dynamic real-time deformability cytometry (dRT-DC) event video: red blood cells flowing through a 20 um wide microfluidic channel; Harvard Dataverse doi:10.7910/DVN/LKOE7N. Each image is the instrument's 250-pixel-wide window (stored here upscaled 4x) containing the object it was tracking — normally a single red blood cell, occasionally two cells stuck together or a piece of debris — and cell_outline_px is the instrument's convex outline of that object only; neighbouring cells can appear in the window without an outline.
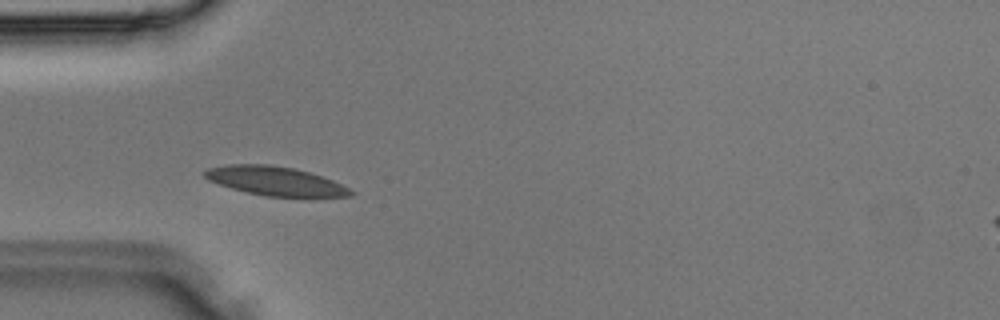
{"species": "Egyptian fruit bat (a non-hibernating species)", "species_latin": "Rousettus aegyptiacus", "temperature_condition": "room temperature", "stored_images_in_passage": 9, "camera_frame_rate_fps": 3000, "um_per_image_px": 0.085, "animal": {"sex": "male"}, "frame": {"image": 1, "passage_image": 7, "time_ms": 2.0, "image_size_px": [1000, 320], "cell_outline_px": [[356, 192], [352, 196], [264, 196], [232, 188], [208, 180], [204, 176], [204, 172], [208, 168], [228, 164], [272, 164], [292, 168], [308, 172], [332, 180]], "centroid_in_image_um": [23.37, 15.37], "position_along_channel_um": 61.6, "area_um2": 24.22}}